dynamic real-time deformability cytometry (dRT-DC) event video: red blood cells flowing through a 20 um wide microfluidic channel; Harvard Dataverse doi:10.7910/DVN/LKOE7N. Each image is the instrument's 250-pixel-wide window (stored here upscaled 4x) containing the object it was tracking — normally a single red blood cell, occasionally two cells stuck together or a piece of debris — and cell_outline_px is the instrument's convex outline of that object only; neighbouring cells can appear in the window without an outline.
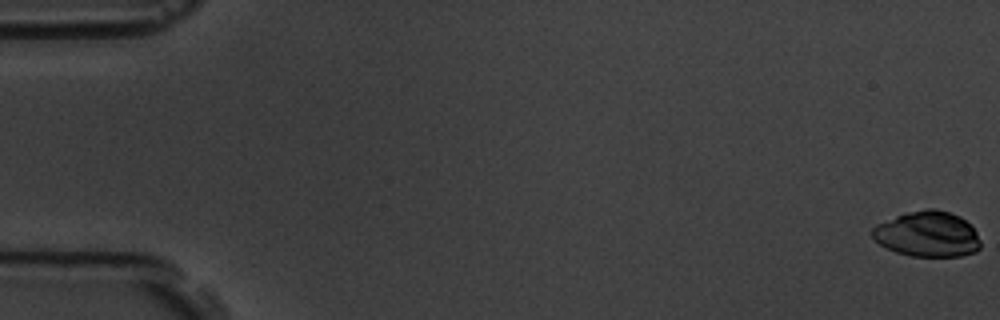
{"species": "common noctule bat (a hibernating species)", "species_latin": "Nyctalus noctula", "temperature_condition": "room temperature", "stored_images_in_passage": 5, "camera_frame_rate_fps": 3000, "um_per_image_px": 0.085, "animal": {"sex": "male", "body_mass_g": 19.5, "forearm_length_mm": 54.6}, "frame": {"image": 1, "passage_image": 1, "time_ms": 0.0, "image_size_px": [1000, 320], "cell_outline_px": [[980, 248], [976, 252], [960, 256], [912, 256], [896, 252], [880, 244], [872, 236], [872, 228], [876, 224], [896, 216], [908, 212], [928, 208], [936, 208], [960, 216], [976, 232], [980, 240]], "centroid_in_image_um": [78.84, 19.9], "position_along_channel_um": 6.2, "area_um2": 28.55}}